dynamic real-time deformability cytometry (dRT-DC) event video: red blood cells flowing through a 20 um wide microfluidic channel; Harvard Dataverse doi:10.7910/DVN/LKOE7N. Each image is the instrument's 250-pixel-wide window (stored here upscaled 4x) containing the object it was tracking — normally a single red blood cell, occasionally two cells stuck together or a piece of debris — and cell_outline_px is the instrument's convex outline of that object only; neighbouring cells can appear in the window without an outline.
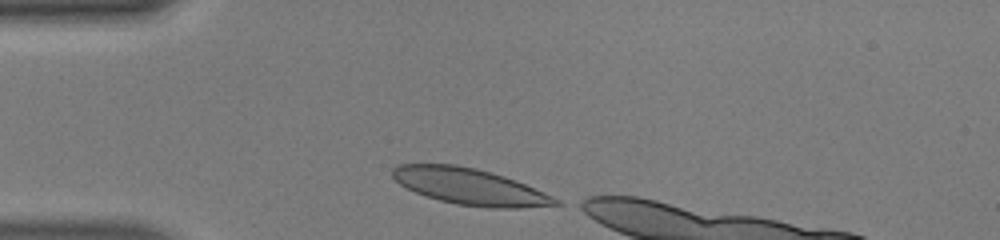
{"species": "human", "species_latin": "Homo sapiens", "temperature_condition": "warm", "stored_images_in_passage": 29, "camera_frame_rate_fps": 3000, "um_per_image_px": 0.085, "donor": {"sex": "male"}, "frame": {"image": 1, "passage_image": 1, "time_ms": 0.0, "image_size_px": [1000, 240], "cell_outline_px": [[564, 204], [520, 208], [488, 208], [456, 204], [424, 196], [400, 184], [392, 176], [392, 168], [396, 164], [456, 164], [476, 168], [504, 176], [516, 180], [552, 196], [560, 200]], "centroid_in_image_um": [39.93, 15.86], "position_along_channel_um": 45.1, "area_um2": 34.51}}
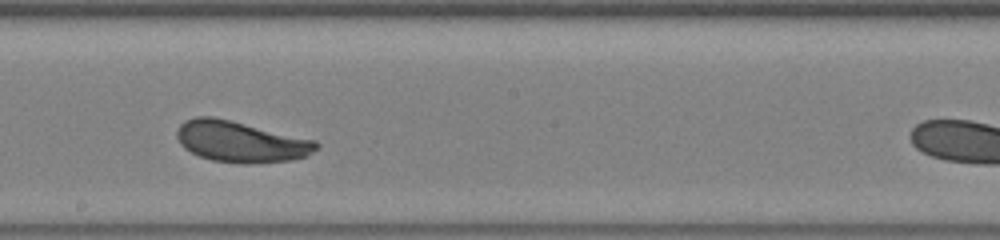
{"frame": {"image": 2, "passage_image": 16, "time_ms": 5.0, "image_size_px": [1000, 240], "cell_outline_px": [[320, 144], [308, 156], [292, 160], [252, 164], [240, 164], [212, 160], [200, 156], [184, 148], [180, 144], [176, 136], [176, 132], [180, 124], [184, 120], [196, 116], [212, 116], [316, 140]], "centroid_in_image_um": [20.45, 12.05], "position_along_channel_um": 227.7, "area_um2": 33.47}}
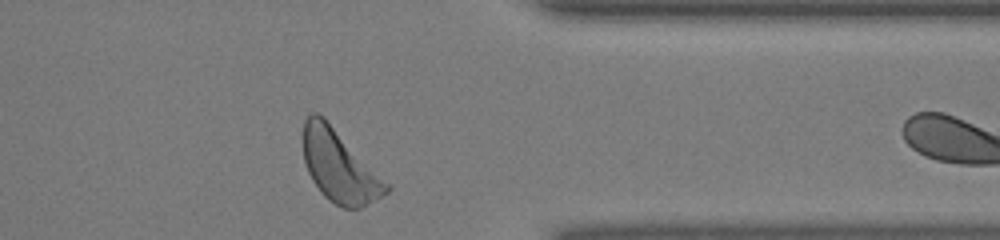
{"frame": {"image": 3, "passage_image": 28, "time_ms": 9.0, "image_size_px": [1000, 240], "cell_outline_px": [[392, 188], [388, 192], [360, 208], [344, 208], [328, 200], [320, 192], [312, 180], [308, 172], [304, 160], [300, 136], [304, 120], [312, 112], [316, 112], [324, 116]], "centroid_in_image_um": [28.77, 14.09], "position_along_channel_um": 382.6, "area_um2": 34.91}, "authors_computed_cell_mechanics": {"area_um2": 33.0616, "velocity_mm_per_s": 4.122, "shape_relaxation_time_tau1_ms": 2.0508, "shape_relaxation_time_tau2_ms": 4.7595, "deformation_change_tau1": 0.0986, "deformation_change_tau2": 0.1008}}